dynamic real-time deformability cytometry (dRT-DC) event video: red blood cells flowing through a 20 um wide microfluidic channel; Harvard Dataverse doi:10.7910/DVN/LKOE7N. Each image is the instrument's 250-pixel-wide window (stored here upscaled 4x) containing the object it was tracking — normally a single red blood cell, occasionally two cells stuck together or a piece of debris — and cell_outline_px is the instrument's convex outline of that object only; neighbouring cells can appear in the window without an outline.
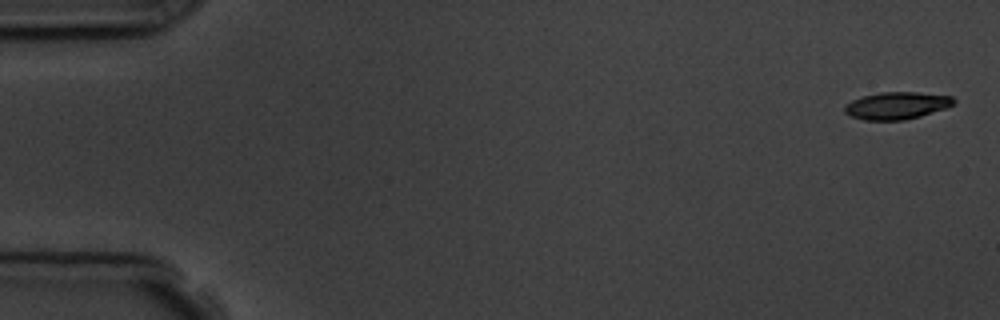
{"species": "common noctule bat (a hibernating species)", "species_latin": "Nyctalus noctula", "temperature_condition": "room temperature", "stored_images_in_passage": 11, "camera_frame_rate_fps": 3000, "um_per_image_px": 0.085, "animal": {"sex": "male", "body_mass_g": 19.5, "forearm_length_mm": 54.6}, "frame": {"image": 1, "passage_image": 1, "time_ms": 0.0, "image_size_px": [1000, 320], "cell_outline_px": [[956, 104], [920, 116], [904, 120], [864, 120], [852, 116], [844, 112], [844, 104], [852, 100], [864, 96], [880, 92], [916, 92], [952, 96], [956, 100]], "centroid_in_image_um": [76.22, 8.97], "position_along_channel_um": 8.8, "area_um2": 17.28}}
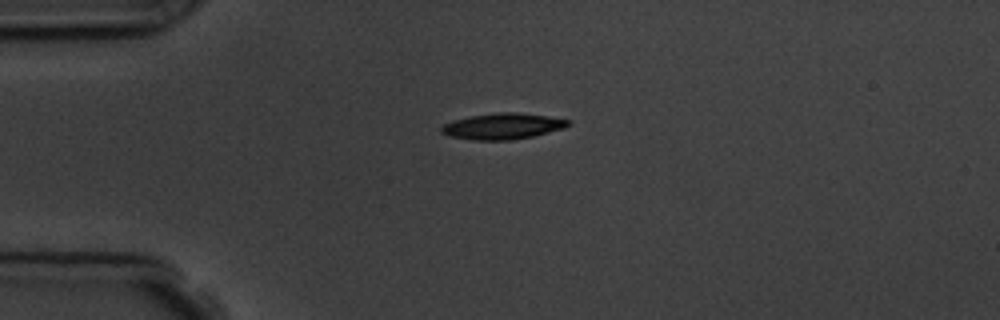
{"frame": {"image": 2, "passage_image": 4, "time_ms": 4.0, "image_size_px": [1000, 320], "cell_outline_px": [[572, 124], [564, 128], [532, 136], [512, 140], [472, 140], [448, 136], [440, 132], [440, 128], [444, 124], [452, 120], [468, 116], [500, 112], [516, 112], [548, 116], [572, 120]], "centroid_in_image_um": [42.72, 10.72], "position_along_channel_um": 42.3, "area_um2": 19.42}}
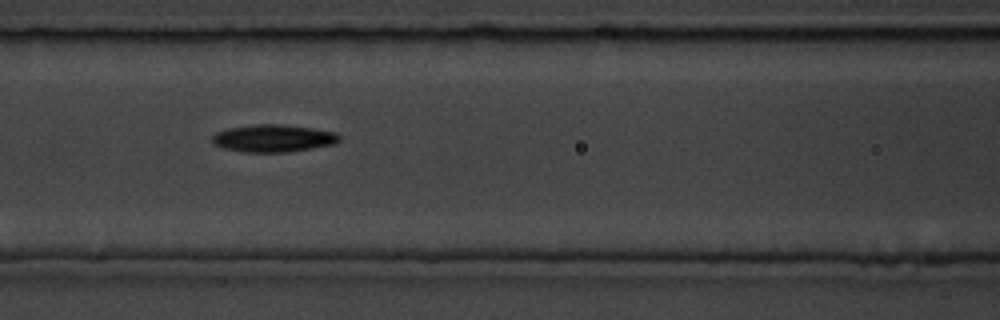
{"frame": {"image": 3, "passage_image": 7, "time_ms": 7.333, "image_size_px": [1000, 320], "cell_outline_px": [[340, 140], [336, 144], [288, 152], [240, 152], [224, 148], [216, 144], [212, 140], [212, 136], [216, 132], [228, 128], [252, 124], [280, 124], [312, 128], [336, 132], [340, 136]], "centroid_in_image_um": [23.25, 11.75], "position_along_channel_um": 143.4, "area_um2": 20.4}}